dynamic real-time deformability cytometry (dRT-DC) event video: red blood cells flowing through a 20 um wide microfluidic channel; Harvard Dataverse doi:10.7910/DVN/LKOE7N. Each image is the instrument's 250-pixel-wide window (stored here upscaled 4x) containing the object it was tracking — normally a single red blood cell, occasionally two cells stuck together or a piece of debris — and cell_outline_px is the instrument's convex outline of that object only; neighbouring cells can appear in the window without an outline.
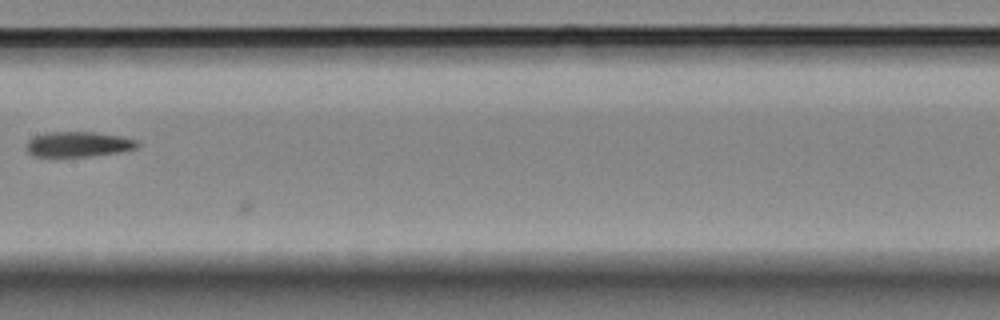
{"species": "Egyptian fruit bat (a non-hibernating species)", "species_latin": "Rousettus aegyptiacus", "temperature_condition": "room temperature", "stored_images_in_passage": 16, "camera_frame_rate_fps": 3000, "um_per_image_px": 0.085, "animal": {"sex": "female"}, "frame": {"image": 1, "passage_image": 15, "time_ms": 4.667, "image_size_px": [1000, 320], "cell_outline_px": [[140, 144], [136, 148], [116, 152], [88, 156], [32, 156], [28, 152], [28, 140], [32, 136], [48, 132], [92, 132], [120, 136], [136, 140]], "centroid_in_image_um": [6.63, 12.25], "position_along_channel_um": 200.8, "area_um2": 16.01}}